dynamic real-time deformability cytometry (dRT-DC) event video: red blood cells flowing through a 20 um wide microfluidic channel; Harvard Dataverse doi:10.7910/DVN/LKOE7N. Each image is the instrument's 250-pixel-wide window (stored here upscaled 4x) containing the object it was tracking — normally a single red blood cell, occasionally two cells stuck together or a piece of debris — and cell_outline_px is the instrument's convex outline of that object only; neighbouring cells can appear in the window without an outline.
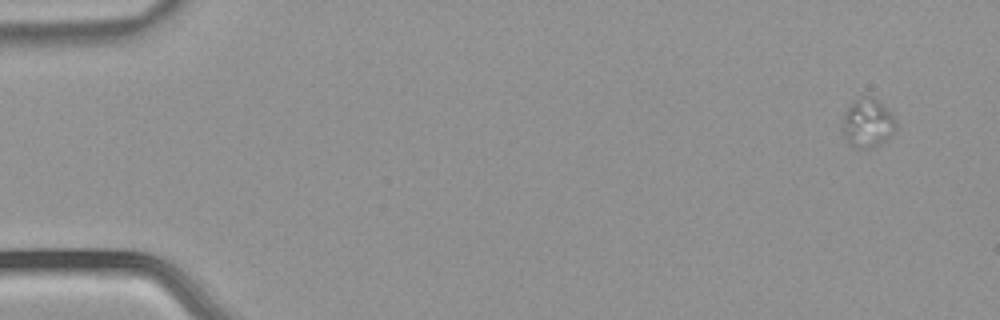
{"species": "common noctule bat (a hibernating species)", "species_latin": "Nyctalus noctula", "temperature_condition": "warm", "stored_images_in_passage": 5, "camera_frame_rate_fps": 3000, "um_per_image_px": 0.085, "animal": {"sex": "male", "body_mass_g": 21.5, "forearm_length_mm": 52.0}, "frame": {"image": 1, "passage_image": 1, "time_ms": 0.0, "image_size_px": [1000, 320], "cell_outline_px": [[896, 128], [880, 144], [872, 148], [856, 148], [848, 144], [844, 136], [844, 112], [860, 96], [872, 96], [896, 120]], "centroid_in_image_um": [73.73, 10.48], "position_along_channel_um": 11.3, "area_um2": 14.68}}